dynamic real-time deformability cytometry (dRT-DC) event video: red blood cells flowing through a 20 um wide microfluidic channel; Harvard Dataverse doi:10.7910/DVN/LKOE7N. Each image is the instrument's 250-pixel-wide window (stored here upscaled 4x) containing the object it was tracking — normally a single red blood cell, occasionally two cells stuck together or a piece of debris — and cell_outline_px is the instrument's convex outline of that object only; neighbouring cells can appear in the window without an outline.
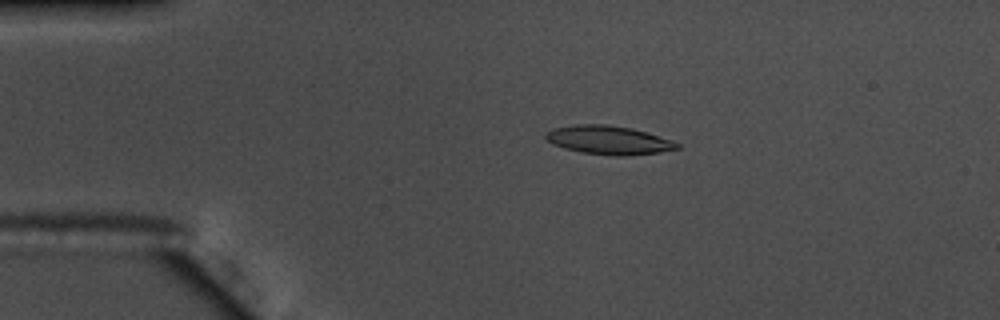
{"species": "common noctule bat (a hibernating species)", "species_latin": "Nyctalus noctula", "temperature_condition": "warm", "stored_images_in_passage": 56, "camera_frame_rate_fps": 3000, "um_per_image_px": 0.085, "animal": {"sex": "male", "body_mass_g": 17.5, "forearm_length_mm": 52.3}, "frame": {"image": 1, "passage_image": 12, "time_ms": 3.667, "image_size_px": [1000, 320], "cell_outline_px": [[680, 148], [660, 152], [628, 156], [616, 156], [580, 152], [564, 148], [552, 144], [544, 136], [552, 128], [576, 124], [604, 124], [632, 128], [672, 140], [680, 144]], "centroid_in_image_um": [51.74, 11.91], "position_along_channel_um": 33.3, "area_um2": 21.96}}
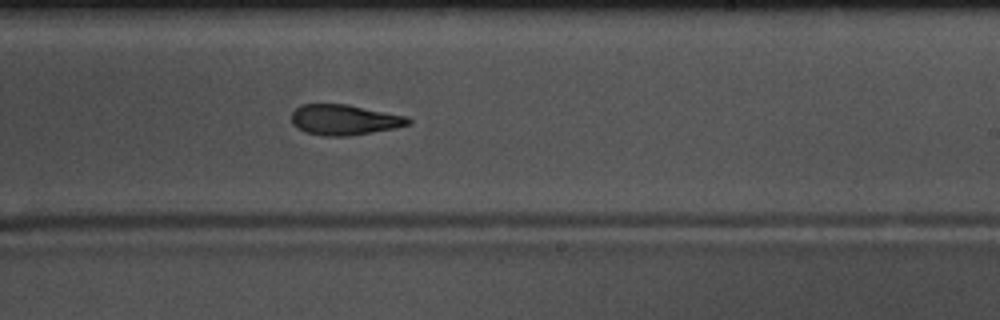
{"frame": {"image": 2, "passage_image": 34, "time_ms": 11.0, "image_size_px": [1000, 320], "cell_outline_px": [[412, 124], [396, 128], [348, 136], [324, 136], [304, 132], [292, 124], [292, 112], [300, 104], [344, 104], [408, 116], [412, 120]], "centroid_in_image_um": [29.28, 10.19], "position_along_channel_um": 259.7, "area_um2": 20.81}}
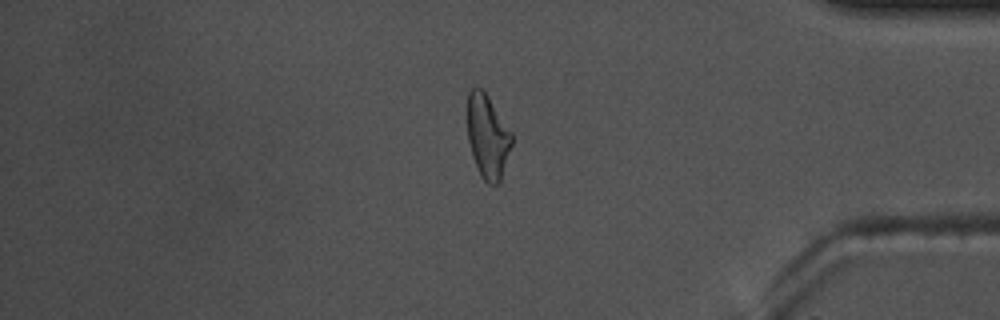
{"frame": {"image": 3, "passage_image": 47, "time_ms": 15.333, "image_size_px": [1000, 320], "cell_outline_px": [[512, 144], [500, 180], [496, 184], [488, 184], [480, 176], [472, 156], [468, 140], [468, 92], [476, 84], [488, 96], [512, 132]], "centroid_in_image_um": [41.44, 11.58], "position_along_channel_um": 393.8, "area_um2": 21.56}, "authors_computed_cell_mechanics": {"area_um2": 21.5883, "velocity_mm_per_s": 3.7137, "shape_relaxation_time_tau1_ms": 6.4368, "shape_relaxation_time_tau2_ms": 4.4947, "deformation_change_tau1": 0.1982, "deformation_change_tau2": 0.1416}}